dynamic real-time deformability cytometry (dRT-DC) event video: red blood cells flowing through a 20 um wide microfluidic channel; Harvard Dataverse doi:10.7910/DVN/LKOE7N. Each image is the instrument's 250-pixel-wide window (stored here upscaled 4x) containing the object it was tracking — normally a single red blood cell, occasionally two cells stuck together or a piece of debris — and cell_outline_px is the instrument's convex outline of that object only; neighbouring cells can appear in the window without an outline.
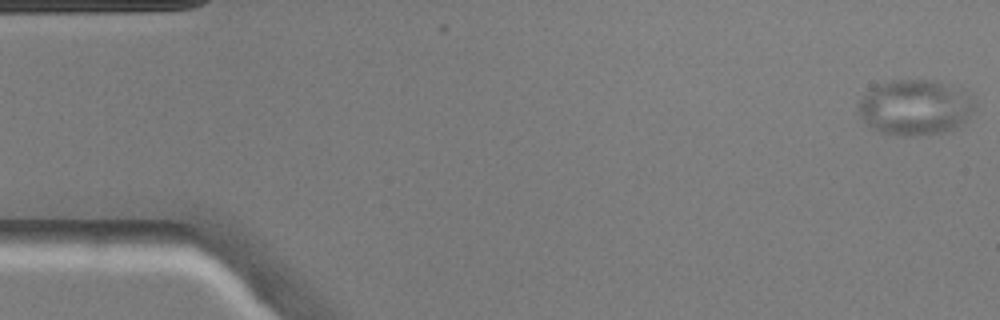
{"species": "common noctule bat (a hibernating species)", "species_latin": "Nyctalus noctula", "temperature_condition": "warm", "stored_images_in_passage": 49, "camera_frame_rate_fps": 3000, "um_per_image_px": 0.085, "animal": {"sex": "male", "body_mass_g": 20.5, "forearm_length_mm": 52.5}, "frame": {"image": 1, "passage_image": 1, "time_ms": 0.0, "image_size_px": [1000, 320], "cell_outline_px": [[976, 108], [968, 120], [956, 128], [944, 132], [916, 136], [900, 136], [880, 132], [864, 124], [856, 112], [856, 108], [860, 100], [868, 88], [892, 80], [936, 80], [964, 88], [976, 104]], "centroid_in_image_um": [77.79, 9.13], "position_along_channel_um": 7.2, "area_um2": 38.67}}
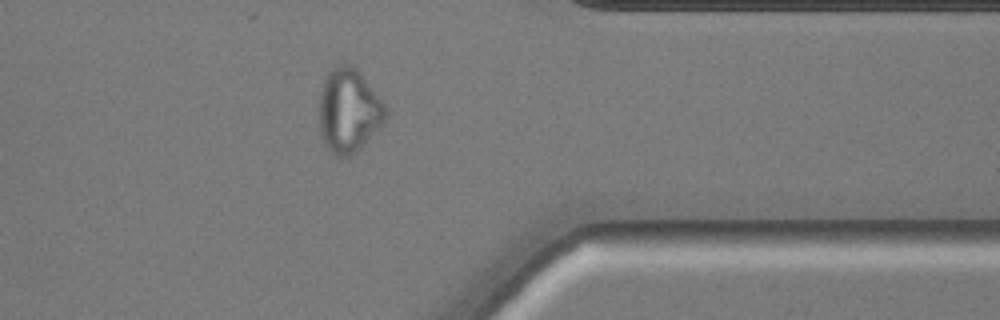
{"frame": {"image": 2, "passage_image": 39, "time_ms": 12.667, "image_size_px": [1000, 320], "cell_outline_px": [[388, 116], [364, 144], [356, 152], [348, 156], [336, 156], [324, 144], [320, 136], [320, 96], [324, 80], [328, 72], [332, 68], [340, 64], [352, 64], [360, 72], [384, 104], [388, 112]], "centroid_in_image_um": [29.63, 9.4], "position_along_channel_um": 381.8, "area_um2": 32.14}}
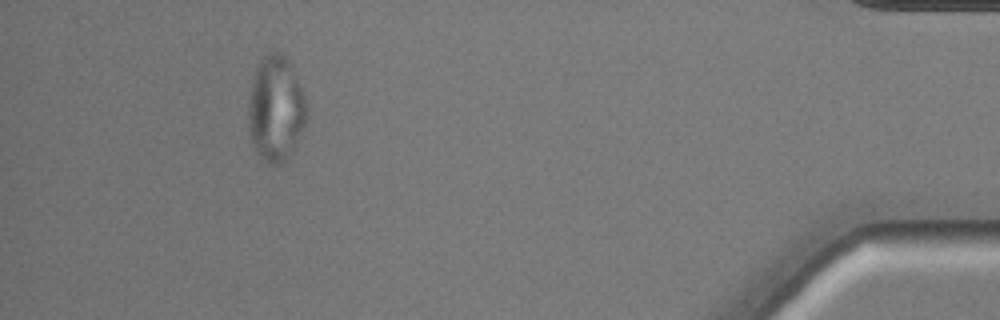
{"frame": {"image": 3, "passage_image": 45, "time_ms": 14.667, "image_size_px": [1000, 320], "cell_outline_px": [[308, 124], [288, 156], [284, 160], [276, 164], [268, 164], [256, 152], [248, 128], [248, 100], [256, 64], [264, 56], [272, 52], [280, 52], [288, 60], [304, 96], [308, 116]], "centroid_in_image_um": [23.44, 9.25], "position_along_channel_um": 411.8, "area_um2": 35.78}}